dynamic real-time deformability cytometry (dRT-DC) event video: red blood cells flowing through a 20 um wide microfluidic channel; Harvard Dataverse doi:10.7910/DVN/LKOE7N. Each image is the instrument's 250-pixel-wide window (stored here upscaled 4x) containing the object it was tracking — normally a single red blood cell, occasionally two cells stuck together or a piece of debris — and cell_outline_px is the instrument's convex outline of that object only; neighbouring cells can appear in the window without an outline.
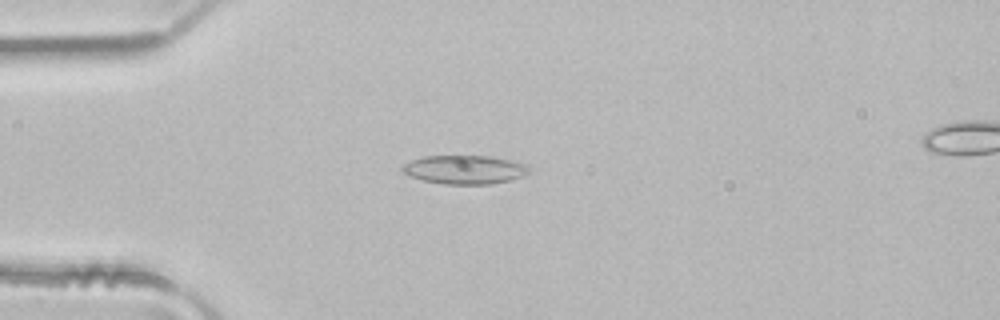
{"species": "common noctule bat (a hibernating species)", "species_latin": "Nyctalus noctula", "temperature_condition": "room temperature", "stored_images_in_passage": 3, "segment_of_instrument_passage": [1, 2], "camera_frame_rate_fps": 3000, "um_per_image_px": 0.085, "animal": {"sex": "male", "body_mass_g": 21.5, "forearm_length_mm": 52.0}, "frame": {"image": 1, "passage_image": 2, "time_ms": 0.333, "image_size_px": [1000, 320], "cell_outline_px": [[528, 172], [524, 176], [512, 180], [488, 184], [444, 184], [420, 180], [408, 176], [400, 168], [404, 164], [412, 160], [424, 156], [492, 156], [528, 164]], "centroid_in_image_um": [39.49, 14.42], "position_along_channel_um": 45.5, "area_um2": 21.33}}